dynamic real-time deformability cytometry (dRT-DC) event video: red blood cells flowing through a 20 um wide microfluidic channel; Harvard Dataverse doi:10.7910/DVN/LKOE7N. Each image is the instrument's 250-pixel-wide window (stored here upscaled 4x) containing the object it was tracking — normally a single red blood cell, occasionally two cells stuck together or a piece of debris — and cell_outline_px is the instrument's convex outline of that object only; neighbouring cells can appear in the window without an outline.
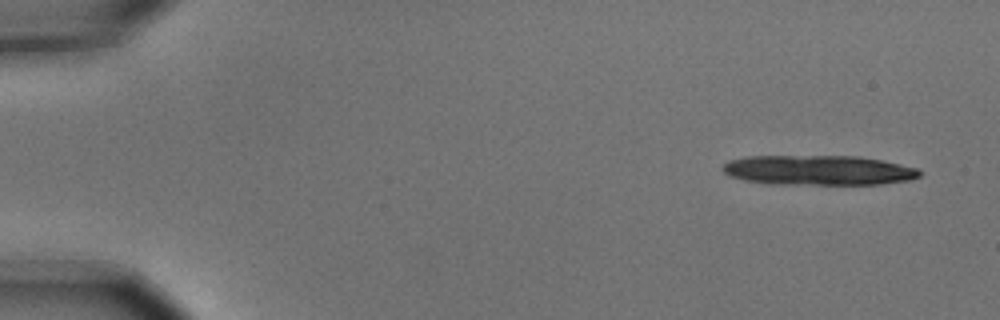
{"species": "common noctule bat (a hibernating species)", "species_latin": "Nyctalus noctula", "temperature_condition": "cold", "stored_images_in_passage": 5, "camera_frame_rate_fps": 3000, "um_per_image_px": 0.085, "animal": {"sex": "male", "body_mass_g": 15.6}, "frame": {"image": 1, "passage_image": 1, "time_ms": 0.0, "image_size_px": [1000, 320], "cell_outline_px": [[924, 172], [920, 176], [912, 180], [880, 184], [768, 184], [744, 180], [728, 176], [720, 168], [728, 160], [748, 156], [860, 156], [880, 160], [916, 168]], "centroid_in_image_um": [69.54, 14.47], "position_along_channel_um": 15.5, "area_um2": 34.51}}
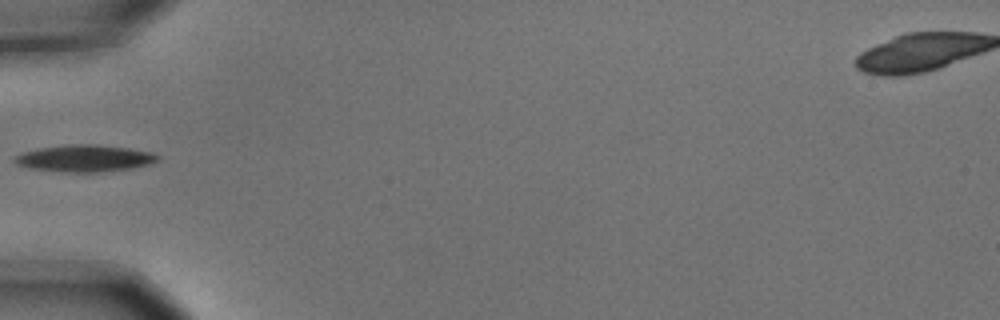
{"frame": {"image": 2, "passage_image": 5, "time_ms": 1.333, "image_size_px": [1000, 320], "cell_outline_px": [[160, 160], [152, 164], [132, 168], [100, 172], [64, 172], [32, 168], [16, 164], [12, 160], [12, 156], [24, 152], [40, 148], [64, 144], [96, 144], [128, 148], [152, 152], [160, 156]], "centroid_in_image_um": [7.22, 13.45], "position_along_channel_um": 77.8, "area_um2": 22.6}}